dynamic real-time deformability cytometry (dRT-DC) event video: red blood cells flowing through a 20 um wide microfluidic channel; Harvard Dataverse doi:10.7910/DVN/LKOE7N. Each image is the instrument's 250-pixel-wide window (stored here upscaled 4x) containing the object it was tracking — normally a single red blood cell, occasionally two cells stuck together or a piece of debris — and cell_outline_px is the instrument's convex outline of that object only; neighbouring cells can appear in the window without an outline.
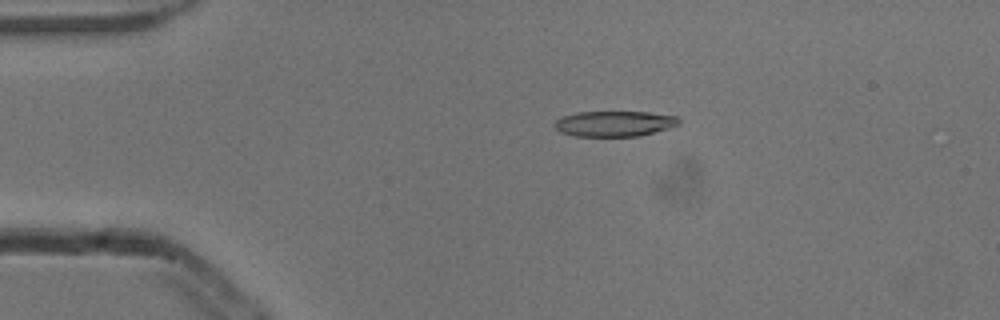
{"species": "common noctule bat (a hibernating species)", "species_latin": "Nyctalus noctula", "temperature_condition": "cold", "stored_images_in_passage": 7, "camera_frame_rate_fps": 3000, "um_per_image_px": 0.085, "animal": {"sex": "male", "body_mass_g": 13.3}, "frame": {"image": 1, "passage_image": 3, "time_ms": 0.667, "image_size_px": [1000, 320], "cell_outline_px": [[680, 124], [668, 128], [640, 136], [576, 136], [560, 132], [552, 124], [560, 116], [576, 112], [648, 112], [676, 116], [680, 120]], "centroid_in_image_um": [52.19, 10.5], "position_along_channel_um": 32.8, "area_um2": 18.55}}
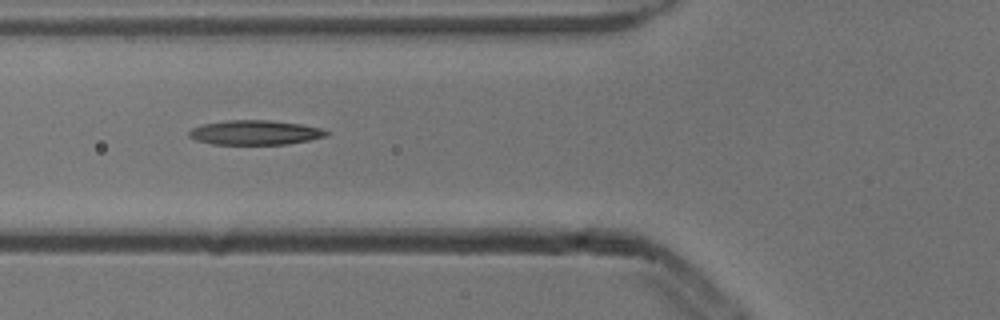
{"frame": {"image": 2, "passage_image": 5, "time_ms": 1.333, "image_size_px": [1000, 320], "cell_outline_px": [[328, 136], [288, 144], [212, 144], [196, 140], [188, 136], [188, 132], [192, 128], [204, 124], [228, 120], [268, 120], [300, 124], [320, 128], [328, 132]], "centroid_in_image_um": [21.66, 11.27], "position_along_channel_um": 104.1, "area_um2": 19.48}}
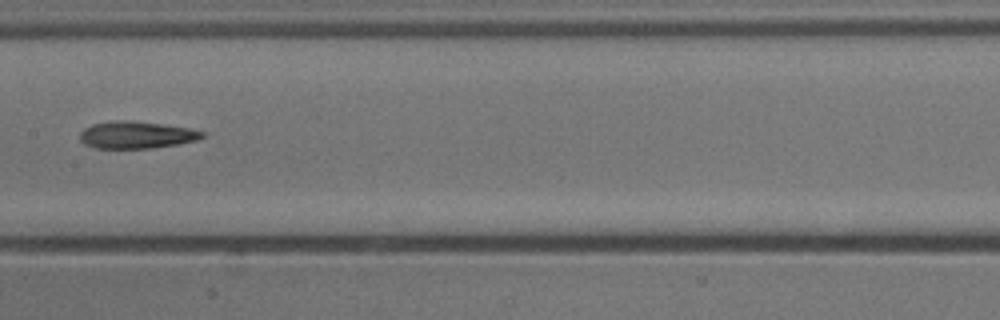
{"frame": {"image": 3, "passage_image": 7, "time_ms": 2.0, "image_size_px": [1000, 320], "cell_outline_px": [[204, 136], [196, 140], [176, 144], [152, 148], [96, 148], [84, 144], [80, 140], [80, 132], [84, 128], [92, 124], [112, 120], [128, 120], [164, 124], [188, 128], [204, 132]], "centroid_in_image_um": [11.55, 11.46], "position_along_channel_um": 195.9, "area_um2": 19.31}}